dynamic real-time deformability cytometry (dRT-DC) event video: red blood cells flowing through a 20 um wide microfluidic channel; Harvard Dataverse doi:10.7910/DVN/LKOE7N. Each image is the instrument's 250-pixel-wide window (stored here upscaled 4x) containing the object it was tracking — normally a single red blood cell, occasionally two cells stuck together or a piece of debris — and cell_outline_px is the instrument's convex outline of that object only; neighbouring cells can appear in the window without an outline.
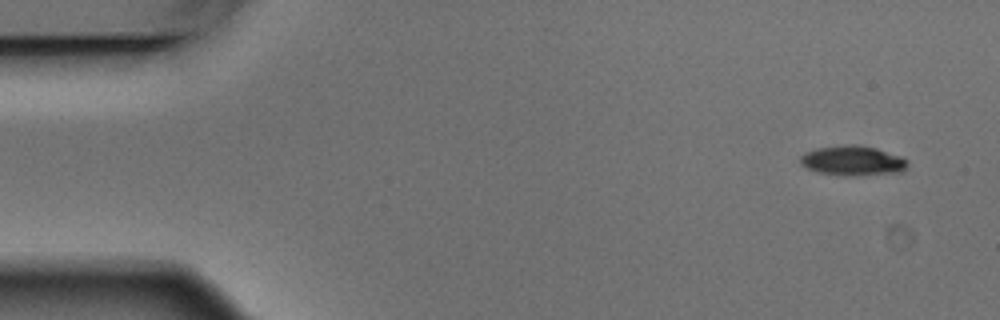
{"species": "Egyptian fruit bat (a non-hibernating species)", "species_latin": "Rousettus aegyptiacus", "temperature_condition": "warm", "stored_images_in_passage": 4, "camera_frame_rate_fps": 3000, "um_per_image_px": 0.085, "animal": {"sex": "male"}, "frame": {"image": 1, "passage_image": 1, "time_ms": 0.0, "image_size_px": [1000, 320], "cell_outline_px": [[908, 164], [904, 172], [856, 176], [844, 176], [816, 172], [800, 164], [800, 156], [804, 152], [816, 148], [848, 144], [856, 144], [876, 148], [900, 156], [908, 160]], "centroid_in_image_um": [72.48, 13.67], "position_along_channel_um": 12.5, "area_um2": 18.96}}
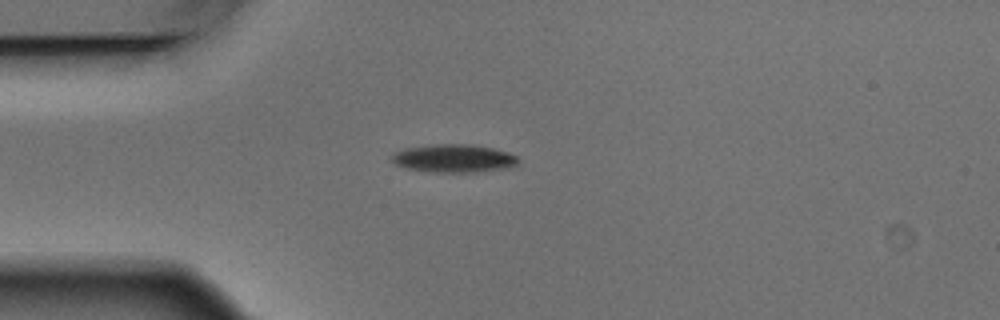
{"frame": {"image": 2, "passage_image": 4, "time_ms": 1.0, "image_size_px": [1000, 320], "cell_outline_px": [[516, 164], [508, 168], [472, 172], [432, 172], [408, 168], [396, 164], [392, 160], [392, 156], [396, 152], [404, 148], [436, 144], [472, 144], [492, 148], [508, 152], [516, 156]], "centroid_in_image_um": [38.57, 13.45], "position_along_channel_um": 46.4, "area_um2": 20.4}}